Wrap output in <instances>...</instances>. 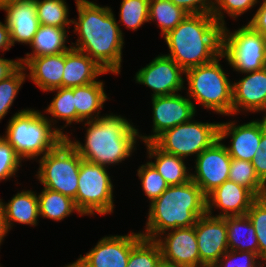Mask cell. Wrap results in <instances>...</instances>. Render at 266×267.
Wrapping results in <instances>:
<instances>
[{
    "label": "cell",
    "mask_w": 266,
    "mask_h": 267,
    "mask_svg": "<svg viewBox=\"0 0 266 267\" xmlns=\"http://www.w3.org/2000/svg\"><path fill=\"white\" fill-rule=\"evenodd\" d=\"M65 28L53 27L48 25H39L33 41L30 43L31 53H26V57L19 58L20 64L23 66L30 58L56 55L65 53L72 46H66L68 34Z\"/></svg>",
    "instance_id": "484cf974"
},
{
    "label": "cell",
    "mask_w": 266,
    "mask_h": 267,
    "mask_svg": "<svg viewBox=\"0 0 266 267\" xmlns=\"http://www.w3.org/2000/svg\"><path fill=\"white\" fill-rule=\"evenodd\" d=\"M188 14H212L216 0H170Z\"/></svg>",
    "instance_id": "b9f144b4"
},
{
    "label": "cell",
    "mask_w": 266,
    "mask_h": 267,
    "mask_svg": "<svg viewBox=\"0 0 266 267\" xmlns=\"http://www.w3.org/2000/svg\"><path fill=\"white\" fill-rule=\"evenodd\" d=\"M228 250L250 251L259 256L256 230L247 215L225 217Z\"/></svg>",
    "instance_id": "4316f807"
},
{
    "label": "cell",
    "mask_w": 266,
    "mask_h": 267,
    "mask_svg": "<svg viewBox=\"0 0 266 267\" xmlns=\"http://www.w3.org/2000/svg\"><path fill=\"white\" fill-rule=\"evenodd\" d=\"M183 74L185 71L172 58L161 54L138 70L134 79L149 87L153 91L152 97L169 96L187 89Z\"/></svg>",
    "instance_id": "7c38bea8"
},
{
    "label": "cell",
    "mask_w": 266,
    "mask_h": 267,
    "mask_svg": "<svg viewBox=\"0 0 266 267\" xmlns=\"http://www.w3.org/2000/svg\"><path fill=\"white\" fill-rule=\"evenodd\" d=\"M26 69L21 65L13 74L0 81V121L8 114L19 89L27 77Z\"/></svg>",
    "instance_id": "e575fe53"
},
{
    "label": "cell",
    "mask_w": 266,
    "mask_h": 267,
    "mask_svg": "<svg viewBox=\"0 0 266 267\" xmlns=\"http://www.w3.org/2000/svg\"><path fill=\"white\" fill-rule=\"evenodd\" d=\"M231 159L226 145L220 139L216 140L196 157L195 171L194 174L191 173V180L207 196L228 180Z\"/></svg>",
    "instance_id": "4fadbf2b"
},
{
    "label": "cell",
    "mask_w": 266,
    "mask_h": 267,
    "mask_svg": "<svg viewBox=\"0 0 266 267\" xmlns=\"http://www.w3.org/2000/svg\"><path fill=\"white\" fill-rule=\"evenodd\" d=\"M6 234H8V231L4 223V213L2 205L0 203V246L4 240V237H6Z\"/></svg>",
    "instance_id": "bcb514c9"
},
{
    "label": "cell",
    "mask_w": 266,
    "mask_h": 267,
    "mask_svg": "<svg viewBox=\"0 0 266 267\" xmlns=\"http://www.w3.org/2000/svg\"><path fill=\"white\" fill-rule=\"evenodd\" d=\"M0 199L4 213V223L9 232L13 223L36 226L39 218L37 193L32 190H22L14 195L8 203Z\"/></svg>",
    "instance_id": "603a6c76"
},
{
    "label": "cell",
    "mask_w": 266,
    "mask_h": 267,
    "mask_svg": "<svg viewBox=\"0 0 266 267\" xmlns=\"http://www.w3.org/2000/svg\"><path fill=\"white\" fill-rule=\"evenodd\" d=\"M105 115L84 122V126L87 125L85 144L76 139L71 141L70 136L65 138L83 160L108 167L118 165L132 155L137 149L139 131L125 117L112 113Z\"/></svg>",
    "instance_id": "7a4b0ae2"
},
{
    "label": "cell",
    "mask_w": 266,
    "mask_h": 267,
    "mask_svg": "<svg viewBox=\"0 0 266 267\" xmlns=\"http://www.w3.org/2000/svg\"><path fill=\"white\" fill-rule=\"evenodd\" d=\"M110 73L90 56L73 47L65 52L62 87L84 86L97 81L100 75Z\"/></svg>",
    "instance_id": "44dd1931"
},
{
    "label": "cell",
    "mask_w": 266,
    "mask_h": 267,
    "mask_svg": "<svg viewBox=\"0 0 266 267\" xmlns=\"http://www.w3.org/2000/svg\"><path fill=\"white\" fill-rule=\"evenodd\" d=\"M157 267H175V266H173L172 264L167 263V262H165V261L162 260V261L157 265Z\"/></svg>",
    "instance_id": "7dc6e473"
},
{
    "label": "cell",
    "mask_w": 266,
    "mask_h": 267,
    "mask_svg": "<svg viewBox=\"0 0 266 267\" xmlns=\"http://www.w3.org/2000/svg\"><path fill=\"white\" fill-rule=\"evenodd\" d=\"M219 139V123L197 122L193 118L160 134L153 143L162 151L186 159L197 157Z\"/></svg>",
    "instance_id": "30bf717a"
},
{
    "label": "cell",
    "mask_w": 266,
    "mask_h": 267,
    "mask_svg": "<svg viewBox=\"0 0 266 267\" xmlns=\"http://www.w3.org/2000/svg\"><path fill=\"white\" fill-rule=\"evenodd\" d=\"M81 156L64 138L54 149L40 157L36 178L44 188L57 191L75 201Z\"/></svg>",
    "instance_id": "52a82bcc"
},
{
    "label": "cell",
    "mask_w": 266,
    "mask_h": 267,
    "mask_svg": "<svg viewBox=\"0 0 266 267\" xmlns=\"http://www.w3.org/2000/svg\"><path fill=\"white\" fill-rule=\"evenodd\" d=\"M74 106L78 115V123L96 120L104 103L109 99L104 91L103 81H96L84 86L72 87ZM94 115V116H93Z\"/></svg>",
    "instance_id": "cb8c5ba5"
},
{
    "label": "cell",
    "mask_w": 266,
    "mask_h": 267,
    "mask_svg": "<svg viewBox=\"0 0 266 267\" xmlns=\"http://www.w3.org/2000/svg\"><path fill=\"white\" fill-rule=\"evenodd\" d=\"M39 204V215L42 218L61 221L75 211L80 216L83 214L77 208L75 201L57 191L43 188L42 192L37 195Z\"/></svg>",
    "instance_id": "83f0119b"
},
{
    "label": "cell",
    "mask_w": 266,
    "mask_h": 267,
    "mask_svg": "<svg viewBox=\"0 0 266 267\" xmlns=\"http://www.w3.org/2000/svg\"><path fill=\"white\" fill-rule=\"evenodd\" d=\"M21 66L19 58L17 60L0 57V81L13 74Z\"/></svg>",
    "instance_id": "ee69618b"
},
{
    "label": "cell",
    "mask_w": 266,
    "mask_h": 267,
    "mask_svg": "<svg viewBox=\"0 0 266 267\" xmlns=\"http://www.w3.org/2000/svg\"><path fill=\"white\" fill-rule=\"evenodd\" d=\"M64 66L65 53L33 57L23 65L29 71L27 78L43 92L62 87Z\"/></svg>",
    "instance_id": "7402d4cb"
},
{
    "label": "cell",
    "mask_w": 266,
    "mask_h": 267,
    "mask_svg": "<svg viewBox=\"0 0 266 267\" xmlns=\"http://www.w3.org/2000/svg\"><path fill=\"white\" fill-rule=\"evenodd\" d=\"M155 241L160 247L163 261L175 267H206L200 261L194 226L169 230L160 234Z\"/></svg>",
    "instance_id": "9a60e30c"
},
{
    "label": "cell",
    "mask_w": 266,
    "mask_h": 267,
    "mask_svg": "<svg viewBox=\"0 0 266 267\" xmlns=\"http://www.w3.org/2000/svg\"><path fill=\"white\" fill-rule=\"evenodd\" d=\"M137 176L141 181L142 190L150 200V204L169 187L165 179L159 174L150 161L139 167Z\"/></svg>",
    "instance_id": "d590c367"
},
{
    "label": "cell",
    "mask_w": 266,
    "mask_h": 267,
    "mask_svg": "<svg viewBox=\"0 0 266 267\" xmlns=\"http://www.w3.org/2000/svg\"><path fill=\"white\" fill-rule=\"evenodd\" d=\"M228 180L249 189L257 198L266 194V185L259 179L250 161L232 158Z\"/></svg>",
    "instance_id": "4dcf8cb0"
},
{
    "label": "cell",
    "mask_w": 266,
    "mask_h": 267,
    "mask_svg": "<svg viewBox=\"0 0 266 267\" xmlns=\"http://www.w3.org/2000/svg\"><path fill=\"white\" fill-rule=\"evenodd\" d=\"M246 74L232 84V116L242 110L265 112L266 117V67Z\"/></svg>",
    "instance_id": "ac0fdd59"
},
{
    "label": "cell",
    "mask_w": 266,
    "mask_h": 267,
    "mask_svg": "<svg viewBox=\"0 0 266 267\" xmlns=\"http://www.w3.org/2000/svg\"><path fill=\"white\" fill-rule=\"evenodd\" d=\"M213 267H266V265L253 252L228 250Z\"/></svg>",
    "instance_id": "f35d334b"
},
{
    "label": "cell",
    "mask_w": 266,
    "mask_h": 267,
    "mask_svg": "<svg viewBox=\"0 0 266 267\" xmlns=\"http://www.w3.org/2000/svg\"><path fill=\"white\" fill-rule=\"evenodd\" d=\"M251 163L259 179L266 185V117H262V135L259 148Z\"/></svg>",
    "instance_id": "60d3db41"
},
{
    "label": "cell",
    "mask_w": 266,
    "mask_h": 267,
    "mask_svg": "<svg viewBox=\"0 0 266 267\" xmlns=\"http://www.w3.org/2000/svg\"><path fill=\"white\" fill-rule=\"evenodd\" d=\"M119 16L121 24L136 31L149 22V0H122Z\"/></svg>",
    "instance_id": "836d02e7"
},
{
    "label": "cell",
    "mask_w": 266,
    "mask_h": 267,
    "mask_svg": "<svg viewBox=\"0 0 266 267\" xmlns=\"http://www.w3.org/2000/svg\"><path fill=\"white\" fill-rule=\"evenodd\" d=\"M162 261L158 243L142 237L131 249L127 267H157Z\"/></svg>",
    "instance_id": "d6a6232c"
},
{
    "label": "cell",
    "mask_w": 266,
    "mask_h": 267,
    "mask_svg": "<svg viewBox=\"0 0 266 267\" xmlns=\"http://www.w3.org/2000/svg\"><path fill=\"white\" fill-rule=\"evenodd\" d=\"M246 215L256 230L259 244V258L266 264V199L258 197Z\"/></svg>",
    "instance_id": "8d00e7d4"
},
{
    "label": "cell",
    "mask_w": 266,
    "mask_h": 267,
    "mask_svg": "<svg viewBox=\"0 0 266 267\" xmlns=\"http://www.w3.org/2000/svg\"><path fill=\"white\" fill-rule=\"evenodd\" d=\"M259 0H216L212 16L223 27L226 25L224 20V14H228L230 18L236 20L238 16H241L249 9L253 8Z\"/></svg>",
    "instance_id": "74e56055"
},
{
    "label": "cell",
    "mask_w": 266,
    "mask_h": 267,
    "mask_svg": "<svg viewBox=\"0 0 266 267\" xmlns=\"http://www.w3.org/2000/svg\"><path fill=\"white\" fill-rule=\"evenodd\" d=\"M21 162L14 148L0 135V182L14 177Z\"/></svg>",
    "instance_id": "ab89813d"
},
{
    "label": "cell",
    "mask_w": 266,
    "mask_h": 267,
    "mask_svg": "<svg viewBox=\"0 0 266 267\" xmlns=\"http://www.w3.org/2000/svg\"><path fill=\"white\" fill-rule=\"evenodd\" d=\"M81 160L75 204L84 215L113 213V183L108 168Z\"/></svg>",
    "instance_id": "ba28073f"
},
{
    "label": "cell",
    "mask_w": 266,
    "mask_h": 267,
    "mask_svg": "<svg viewBox=\"0 0 266 267\" xmlns=\"http://www.w3.org/2000/svg\"><path fill=\"white\" fill-rule=\"evenodd\" d=\"M234 71L246 73L266 67V38L248 24L233 33L222 27V51Z\"/></svg>",
    "instance_id": "9c48e42d"
},
{
    "label": "cell",
    "mask_w": 266,
    "mask_h": 267,
    "mask_svg": "<svg viewBox=\"0 0 266 267\" xmlns=\"http://www.w3.org/2000/svg\"><path fill=\"white\" fill-rule=\"evenodd\" d=\"M152 110L153 134L139 135V139L144 143L153 142L164 131L191 120L197 109L188 96L177 93L152 97Z\"/></svg>",
    "instance_id": "5bb4252c"
},
{
    "label": "cell",
    "mask_w": 266,
    "mask_h": 267,
    "mask_svg": "<svg viewBox=\"0 0 266 267\" xmlns=\"http://www.w3.org/2000/svg\"><path fill=\"white\" fill-rule=\"evenodd\" d=\"M150 162L169 186L182 185L191 180V172L187 169L184 158L166 153L153 142L145 143Z\"/></svg>",
    "instance_id": "d4e9b609"
},
{
    "label": "cell",
    "mask_w": 266,
    "mask_h": 267,
    "mask_svg": "<svg viewBox=\"0 0 266 267\" xmlns=\"http://www.w3.org/2000/svg\"><path fill=\"white\" fill-rule=\"evenodd\" d=\"M200 261L213 267L228 251V233L225 217H214L206 213L194 225Z\"/></svg>",
    "instance_id": "2e32d148"
},
{
    "label": "cell",
    "mask_w": 266,
    "mask_h": 267,
    "mask_svg": "<svg viewBox=\"0 0 266 267\" xmlns=\"http://www.w3.org/2000/svg\"><path fill=\"white\" fill-rule=\"evenodd\" d=\"M149 205L145 232L141 235L153 240L169 230L194 226L207 213V197L192 180L169 186Z\"/></svg>",
    "instance_id": "277c9868"
},
{
    "label": "cell",
    "mask_w": 266,
    "mask_h": 267,
    "mask_svg": "<svg viewBox=\"0 0 266 267\" xmlns=\"http://www.w3.org/2000/svg\"><path fill=\"white\" fill-rule=\"evenodd\" d=\"M189 14L170 0H149V22L156 21L162 37L176 28Z\"/></svg>",
    "instance_id": "f1b7e54d"
},
{
    "label": "cell",
    "mask_w": 266,
    "mask_h": 267,
    "mask_svg": "<svg viewBox=\"0 0 266 267\" xmlns=\"http://www.w3.org/2000/svg\"><path fill=\"white\" fill-rule=\"evenodd\" d=\"M50 91L57 93L44 113H48L52 116L53 119L51 118L50 122L53 123V125L57 122V120H63L66 122V125L59 128V132L66 137L68 136V133L65 134L62 130L69 124L71 125L73 122L78 123V115L74 106L73 90L71 88L61 87Z\"/></svg>",
    "instance_id": "f546056e"
},
{
    "label": "cell",
    "mask_w": 266,
    "mask_h": 267,
    "mask_svg": "<svg viewBox=\"0 0 266 267\" xmlns=\"http://www.w3.org/2000/svg\"><path fill=\"white\" fill-rule=\"evenodd\" d=\"M172 58L184 71L213 61L222 51V26L212 14H189L163 36Z\"/></svg>",
    "instance_id": "3957f363"
},
{
    "label": "cell",
    "mask_w": 266,
    "mask_h": 267,
    "mask_svg": "<svg viewBox=\"0 0 266 267\" xmlns=\"http://www.w3.org/2000/svg\"><path fill=\"white\" fill-rule=\"evenodd\" d=\"M248 25L266 38V3H261Z\"/></svg>",
    "instance_id": "7bdbcfd3"
},
{
    "label": "cell",
    "mask_w": 266,
    "mask_h": 267,
    "mask_svg": "<svg viewBox=\"0 0 266 267\" xmlns=\"http://www.w3.org/2000/svg\"><path fill=\"white\" fill-rule=\"evenodd\" d=\"M6 12L5 21L10 32L12 46L17 43L29 44L33 41L39 21L35 0H13L0 4Z\"/></svg>",
    "instance_id": "ffe728a7"
},
{
    "label": "cell",
    "mask_w": 266,
    "mask_h": 267,
    "mask_svg": "<svg viewBox=\"0 0 266 267\" xmlns=\"http://www.w3.org/2000/svg\"><path fill=\"white\" fill-rule=\"evenodd\" d=\"M142 237L141 231L105 236L88 253L66 267H127L131 249Z\"/></svg>",
    "instance_id": "8fae6325"
},
{
    "label": "cell",
    "mask_w": 266,
    "mask_h": 267,
    "mask_svg": "<svg viewBox=\"0 0 266 267\" xmlns=\"http://www.w3.org/2000/svg\"><path fill=\"white\" fill-rule=\"evenodd\" d=\"M49 116L34 109L16 112L8 122L6 134L2 136L18 157L37 159L54 149L65 137L56 126L52 128Z\"/></svg>",
    "instance_id": "5b68a950"
},
{
    "label": "cell",
    "mask_w": 266,
    "mask_h": 267,
    "mask_svg": "<svg viewBox=\"0 0 266 267\" xmlns=\"http://www.w3.org/2000/svg\"><path fill=\"white\" fill-rule=\"evenodd\" d=\"M75 1L78 20L72 19V24L79 37L72 47L90 56L107 72L120 74L124 35L112 9L88 0Z\"/></svg>",
    "instance_id": "6da1fadb"
},
{
    "label": "cell",
    "mask_w": 266,
    "mask_h": 267,
    "mask_svg": "<svg viewBox=\"0 0 266 267\" xmlns=\"http://www.w3.org/2000/svg\"><path fill=\"white\" fill-rule=\"evenodd\" d=\"M262 135V119L236 125L235 120L219 122V139L231 137L230 145H226L231 158L252 161L259 148Z\"/></svg>",
    "instance_id": "e0dca14e"
},
{
    "label": "cell",
    "mask_w": 266,
    "mask_h": 267,
    "mask_svg": "<svg viewBox=\"0 0 266 267\" xmlns=\"http://www.w3.org/2000/svg\"><path fill=\"white\" fill-rule=\"evenodd\" d=\"M8 1H13V0H0V4H1V3H6V2H8Z\"/></svg>",
    "instance_id": "c3c4849f"
},
{
    "label": "cell",
    "mask_w": 266,
    "mask_h": 267,
    "mask_svg": "<svg viewBox=\"0 0 266 267\" xmlns=\"http://www.w3.org/2000/svg\"><path fill=\"white\" fill-rule=\"evenodd\" d=\"M11 46L12 43L10 39L9 28L7 27L6 22H0V50L1 52H5L10 50Z\"/></svg>",
    "instance_id": "f6af8a7d"
},
{
    "label": "cell",
    "mask_w": 266,
    "mask_h": 267,
    "mask_svg": "<svg viewBox=\"0 0 266 267\" xmlns=\"http://www.w3.org/2000/svg\"><path fill=\"white\" fill-rule=\"evenodd\" d=\"M36 14L40 25L69 29V9L65 0H35Z\"/></svg>",
    "instance_id": "1f68e13d"
},
{
    "label": "cell",
    "mask_w": 266,
    "mask_h": 267,
    "mask_svg": "<svg viewBox=\"0 0 266 267\" xmlns=\"http://www.w3.org/2000/svg\"><path fill=\"white\" fill-rule=\"evenodd\" d=\"M221 53L213 61L189 68L185 71L188 82L189 99L218 114L232 115V84L228 79L220 59Z\"/></svg>",
    "instance_id": "8992f818"
},
{
    "label": "cell",
    "mask_w": 266,
    "mask_h": 267,
    "mask_svg": "<svg viewBox=\"0 0 266 267\" xmlns=\"http://www.w3.org/2000/svg\"><path fill=\"white\" fill-rule=\"evenodd\" d=\"M207 213L214 217L246 215L257 197L247 188L227 180L207 196ZM213 208L221 210L213 215Z\"/></svg>",
    "instance_id": "d6986e66"
}]
</instances>
